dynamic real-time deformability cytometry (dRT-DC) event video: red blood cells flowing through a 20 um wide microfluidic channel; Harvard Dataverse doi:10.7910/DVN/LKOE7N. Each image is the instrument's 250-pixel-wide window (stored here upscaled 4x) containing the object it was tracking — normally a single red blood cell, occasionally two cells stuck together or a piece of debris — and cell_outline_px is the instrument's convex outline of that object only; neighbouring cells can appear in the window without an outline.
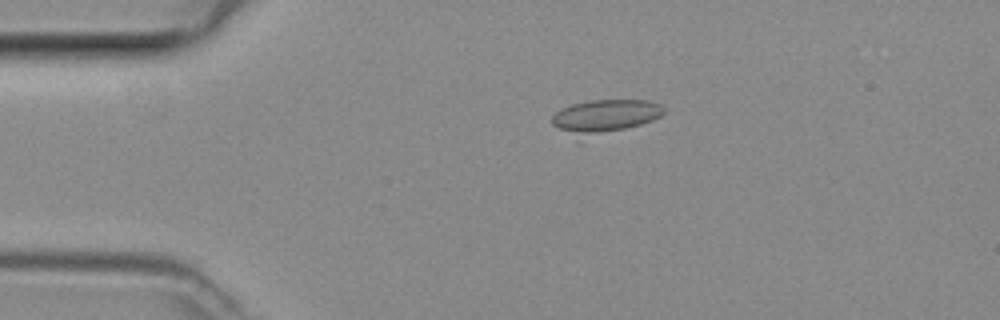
{"species": "common noctule bat (a hibernating species)", "species_latin": "Nyctalus noctula", "temperature_condition": "room temperature", "stored_images_in_passage": 25, "camera_frame_rate_fps": 3000, "um_per_image_px": 0.085, "animal": {"sex": "female", "body_mass_g": 29.2, "forearm_length_mm": 56.3}, "frame": {"image": 1, "passage_image": 9, "time_ms": 2.667, "image_size_px": [1000, 320], "cell_outline_px": [[664, 112], [660, 116], [652, 120], [580, 144], [576, 144], [552, 124], [552, 116], [556, 112], [572, 104], [592, 100], [648, 100], [660, 104], [664, 108]], "centroid_in_image_um": [51.29, 10.01], "position_along_channel_um": 33.7, "area_um2": 23.29}}
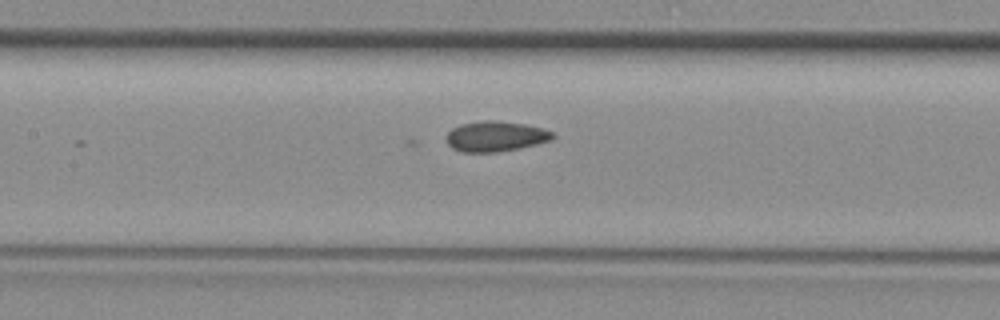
{"frame": {"image": 2, "passage_image": 21, "time_ms": 6.667, "image_size_px": [1000, 320], "cell_outline_px": [[556, 136], [552, 140], [520, 148], [496, 152], [460, 152], [452, 148], [448, 144], [448, 132], [452, 128], [460, 124], [484, 120], [492, 120], [524, 124], [540, 128], [552, 132]], "centroid_in_image_um": [42.12, 11.59], "position_along_channel_um": 165.3, "area_um2": 18.67}}
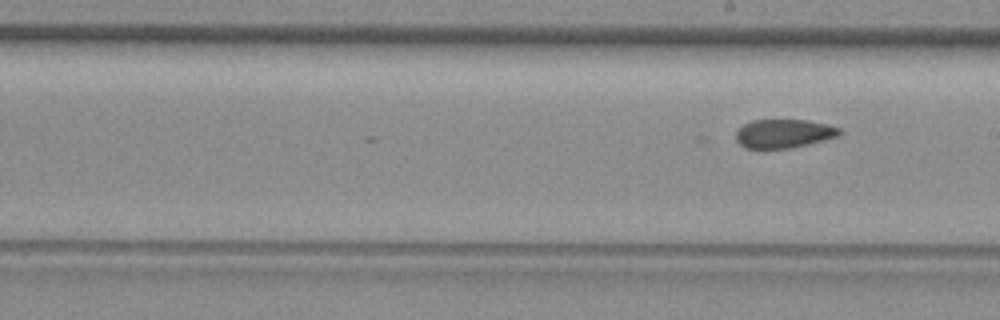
{"frame": {"image": 3, "passage_image": 25, "time_ms": 8.0, "image_size_px": [1000, 320], "cell_outline_px": [[840, 136], [824, 140], [788, 148], [744, 148], [736, 140], [736, 132], [744, 124], [752, 120], [808, 120], [828, 124], [840, 128]], "centroid_in_image_um": [66.63, 11.34], "position_along_channel_um": 222.4, "area_um2": 17.22}}